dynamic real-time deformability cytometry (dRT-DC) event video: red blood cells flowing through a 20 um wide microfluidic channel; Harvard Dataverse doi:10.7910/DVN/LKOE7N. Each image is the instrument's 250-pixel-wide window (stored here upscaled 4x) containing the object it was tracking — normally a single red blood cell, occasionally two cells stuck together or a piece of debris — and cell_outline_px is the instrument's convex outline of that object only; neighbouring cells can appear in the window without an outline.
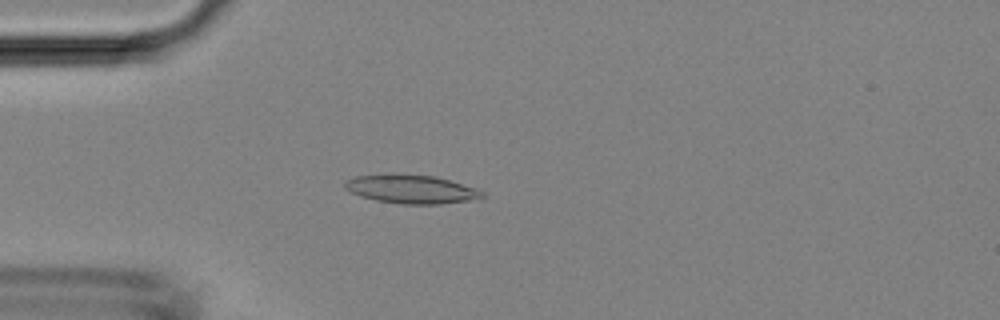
{"species": "Egyptian fruit bat (a non-hibernating species)", "species_latin": "Rousettus aegyptiacus", "temperature_condition": "room temperature", "stored_images_in_passage": 47, "camera_frame_rate_fps": 3000, "um_per_image_px": 0.085, "animal": {"sex": "female"}, "frame": {"image": 1, "passage_image": 13, "time_ms": 4.0, "image_size_px": [1000, 320], "cell_outline_px": [[484, 196], [480, 200], [440, 204], [400, 204], [376, 200], [360, 196], [344, 188], [344, 180], [356, 176], [384, 172], [392, 172], [432, 176], [448, 180], [476, 188], [484, 192]], "centroid_in_image_um": [34.94, 16.06], "position_along_channel_um": 50.1, "area_um2": 23.52}}
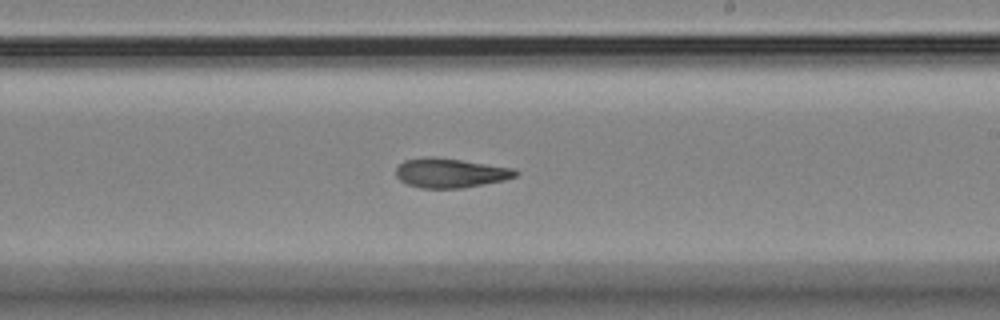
{"frame": {"image": 2, "passage_image": 28, "time_ms": 9.0, "image_size_px": [1000, 320], "cell_outline_px": [[520, 172], [516, 176], [504, 180], [484, 184], [460, 188], [420, 188], [408, 184], [400, 180], [396, 176], [396, 168], [404, 160], [424, 156], [432, 156], [516, 168]], "centroid_in_image_um": [38.28, 14.69], "position_along_channel_um": 250.7, "area_um2": 20.58}}
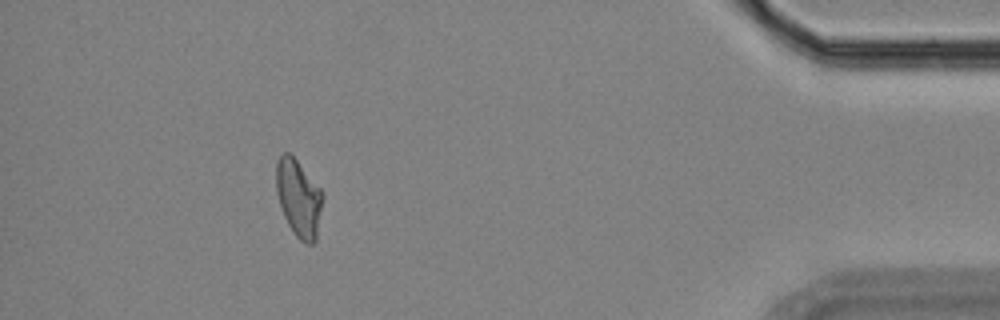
{"frame": {"image": 3, "passage_image": 43, "time_ms": 14.0, "image_size_px": [1000, 320], "cell_outline_px": [[324, 196], [316, 240], [312, 244], [308, 244], [300, 240], [296, 236], [288, 224], [284, 216], [276, 192], [276, 160], [284, 152], [288, 152], [296, 160], [320, 188]], "centroid_in_image_um": [25.39, 16.85], "position_along_channel_um": 409.8, "area_um2": 20.81}}